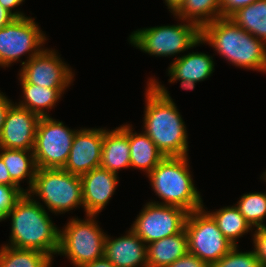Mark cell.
Masks as SVG:
<instances>
[{"instance_id": "4316f807", "label": "cell", "mask_w": 266, "mask_h": 267, "mask_svg": "<svg viewBox=\"0 0 266 267\" xmlns=\"http://www.w3.org/2000/svg\"><path fill=\"white\" fill-rule=\"evenodd\" d=\"M235 206L253 229L266 227V192L244 193Z\"/></svg>"}, {"instance_id": "8992f818", "label": "cell", "mask_w": 266, "mask_h": 267, "mask_svg": "<svg viewBox=\"0 0 266 267\" xmlns=\"http://www.w3.org/2000/svg\"><path fill=\"white\" fill-rule=\"evenodd\" d=\"M27 193L35 201H42L40 204H44L43 207L55 215L80 207L84 209L81 177L63 168H38L33 185Z\"/></svg>"}, {"instance_id": "44dd1931", "label": "cell", "mask_w": 266, "mask_h": 267, "mask_svg": "<svg viewBox=\"0 0 266 267\" xmlns=\"http://www.w3.org/2000/svg\"><path fill=\"white\" fill-rule=\"evenodd\" d=\"M129 144L130 168L142 170L146 176L165 158L148 135L136 132L132 124H129Z\"/></svg>"}, {"instance_id": "4dcf8cb0", "label": "cell", "mask_w": 266, "mask_h": 267, "mask_svg": "<svg viewBox=\"0 0 266 267\" xmlns=\"http://www.w3.org/2000/svg\"><path fill=\"white\" fill-rule=\"evenodd\" d=\"M257 0H221L222 17L230 18L239 9L254 3Z\"/></svg>"}, {"instance_id": "ac0fdd59", "label": "cell", "mask_w": 266, "mask_h": 267, "mask_svg": "<svg viewBox=\"0 0 266 267\" xmlns=\"http://www.w3.org/2000/svg\"><path fill=\"white\" fill-rule=\"evenodd\" d=\"M170 79H184L194 82L208 80L215 70V61L204 52H189L173 58L166 69Z\"/></svg>"}, {"instance_id": "8fae6325", "label": "cell", "mask_w": 266, "mask_h": 267, "mask_svg": "<svg viewBox=\"0 0 266 267\" xmlns=\"http://www.w3.org/2000/svg\"><path fill=\"white\" fill-rule=\"evenodd\" d=\"M188 212L177 206L146 202L131 229L147 245L153 241L180 233Z\"/></svg>"}, {"instance_id": "74e56055", "label": "cell", "mask_w": 266, "mask_h": 267, "mask_svg": "<svg viewBox=\"0 0 266 267\" xmlns=\"http://www.w3.org/2000/svg\"><path fill=\"white\" fill-rule=\"evenodd\" d=\"M177 81H180V87L183 90H194L196 83L194 81L191 80H184V79H168L169 83H177Z\"/></svg>"}, {"instance_id": "1f68e13d", "label": "cell", "mask_w": 266, "mask_h": 267, "mask_svg": "<svg viewBox=\"0 0 266 267\" xmlns=\"http://www.w3.org/2000/svg\"><path fill=\"white\" fill-rule=\"evenodd\" d=\"M167 267H209L204 261L197 256L187 253L181 258L177 259Z\"/></svg>"}, {"instance_id": "ffe728a7", "label": "cell", "mask_w": 266, "mask_h": 267, "mask_svg": "<svg viewBox=\"0 0 266 267\" xmlns=\"http://www.w3.org/2000/svg\"><path fill=\"white\" fill-rule=\"evenodd\" d=\"M188 253V238L185 229L147 244V266L167 267Z\"/></svg>"}, {"instance_id": "e0dca14e", "label": "cell", "mask_w": 266, "mask_h": 267, "mask_svg": "<svg viewBox=\"0 0 266 267\" xmlns=\"http://www.w3.org/2000/svg\"><path fill=\"white\" fill-rule=\"evenodd\" d=\"M100 167L118 175V171L130 169L129 124L112 130L104 128Z\"/></svg>"}, {"instance_id": "7402d4cb", "label": "cell", "mask_w": 266, "mask_h": 267, "mask_svg": "<svg viewBox=\"0 0 266 267\" xmlns=\"http://www.w3.org/2000/svg\"><path fill=\"white\" fill-rule=\"evenodd\" d=\"M0 158L6 165L11 179L27 193L33 185L37 170L33 151L0 148ZM26 179L28 188L24 189L21 182Z\"/></svg>"}, {"instance_id": "d4e9b609", "label": "cell", "mask_w": 266, "mask_h": 267, "mask_svg": "<svg viewBox=\"0 0 266 267\" xmlns=\"http://www.w3.org/2000/svg\"><path fill=\"white\" fill-rule=\"evenodd\" d=\"M242 29L266 44V0L239 9L230 17Z\"/></svg>"}, {"instance_id": "8d00e7d4", "label": "cell", "mask_w": 266, "mask_h": 267, "mask_svg": "<svg viewBox=\"0 0 266 267\" xmlns=\"http://www.w3.org/2000/svg\"><path fill=\"white\" fill-rule=\"evenodd\" d=\"M82 267H115L105 256L84 264Z\"/></svg>"}, {"instance_id": "d590c367", "label": "cell", "mask_w": 266, "mask_h": 267, "mask_svg": "<svg viewBox=\"0 0 266 267\" xmlns=\"http://www.w3.org/2000/svg\"><path fill=\"white\" fill-rule=\"evenodd\" d=\"M15 17L0 4V29L9 24Z\"/></svg>"}, {"instance_id": "484cf974", "label": "cell", "mask_w": 266, "mask_h": 267, "mask_svg": "<svg viewBox=\"0 0 266 267\" xmlns=\"http://www.w3.org/2000/svg\"><path fill=\"white\" fill-rule=\"evenodd\" d=\"M53 259L40 251L0 247V267H52Z\"/></svg>"}, {"instance_id": "f546056e", "label": "cell", "mask_w": 266, "mask_h": 267, "mask_svg": "<svg viewBox=\"0 0 266 267\" xmlns=\"http://www.w3.org/2000/svg\"><path fill=\"white\" fill-rule=\"evenodd\" d=\"M252 234L253 250L262 267H266V227L254 229Z\"/></svg>"}, {"instance_id": "6da1fadb", "label": "cell", "mask_w": 266, "mask_h": 267, "mask_svg": "<svg viewBox=\"0 0 266 267\" xmlns=\"http://www.w3.org/2000/svg\"><path fill=\"white\" fill-rule=\"evenodd\" d=\"M145 88L143 130L165 157L188 156V133L164 84L149 77Z\"/></svg>"}, {"instance_id": "83f0119b", "label": "cell", "mask_w": 266, "mask_h": 267, "mask_svg": "<svg viewBox=\"0 0 266 267\" xmlns=\"http://www.w3.org/2000/svg\"><path fill=\"white\" fill-rule=\"evenodd\" d=\"M238 248L234 246L211 267H262L254 250L242 252Z\"/></svg>"}, {"instance_id": "9a60e30c", "label": "cell", "mask_w": 266, "mask_h": 267, "mask_svg": "<svg viewBox=\"0 0 266 267\" xmlns=\"http://www.w3.org/2000/svg\"><path fill=\"white\" fill-rule=\"evenodd\" d=\"M82 195L86 215H99L118 187L119 177L111 171L97 167L82 174Z\"/></svg>"}, {"instance_id": "52a82bcc", "label": "cell", "mask_w": 266, "mask_h": 267, "mask_svg": "<svg viewBox=\"0 0 266 267\" xmlns=\"http://www.w3.org/2000/svg\"><path fill=\"white\" fill-rule=\"evenodd\" d=\"M85 216L83 219L70 218L60 229L57 255L67 257L73 267H82L104 256L107 234L100 228L97 215Z\"/></svg>"}, {"instance_id": "ba28073f", "label": "cell", "mask_w": 266, "mask_h": 267, "mask_svg": "<svg viewBox=\"0 0 266 267\" xmlns=\"http://www.w3.org/2000/svg\"><path fill=\"white\" fill-rule=\"evenodd\" d=\"M35 20L31 16L15 18L0 29V67L8 68L18 61L22 66L45 48L48 38ZM25 55L27 59L22 61Z\"/></svg>"}, {"instance_id": "5b68a950", "label": "cell", "mask_w": 266, "mask_h": 267, "mask_svg": "<svg viewBox=\"0 0 266 267\" xmlns=\"http://www.w3.org/2000/svg\"><path fill=\"white\" fill-rule=\"evenodd\" d=\"M171 15L181 23L136 29L128 37L129 44L150 56L169 58L203 45L196 24Z\"/></svg>"}, {"instance_id": "836d02e7", "label": "cell", "mask_w": 266, "mask_h": 267, "mask_svg": "<svg viewBox=\"0 0 266 267\" xmlns=\"http://www.w3.org/2000/svg\"><path fill=\"white\" fill-rule=\"evenodd\" d=\"M25 0H0V4L7 9L15 18L25 17L27 16L23 11H19L17 8L20 6ZM18 10V11H17Z\"/></svg>"}, {"instance_id": "7c38bea8", "label": "cell", "mask_w": 266, "mask_h": 267, "mask_svg": "<svg viewBox=\"0 0 266 267\" xmlns=\"http://www.w3.org/2000/svg\"><path fill=\"white\" fill-rule=\"evenodd\" d=\"M58 54L55 49L44 48L22 65L18 76L26 83L46 88H69L75 72Z\"/></svg>"}, {"instance_id": "ab89813d", "label": "cell", "mask_w": 266, "mask_h": 267, "mask_svg": "<svg viewBox=\"0 0 266 267\" xmlns=\"http://www.w3.org/2000/svg\"><path fill=\"white\" fill-rule=\"evenodd\" d=\"M7 212L0 207V222L7 220Z\"/></svg>"}, {"instance_id": "d6986e66", "label": "cell", "mask_w": 266, "mask_h": 267, "mask_svg": "<svg viewBox=\"0 0 266 267\" xmlns=\"http://www.w3.org/2000/svg\"><path fill=\"white\" fill-rule=\"evenodd\" d=\"M22 88L23 98L17 103L39 117H50L49 110L55 108L67 88H46L26 83L20 76L17 78ZM48 111V112H47Z\"/></svg>"}, {"instance_id": "4fadbf2b", "label": "cell", "mask_w": 266, "mask_h": 267, "mask_svg": "<svg viewBox=\"0 0 266 267\" xmlns=\"http://www.w3.org/2000/svg\"><path fill=\"white\" fill-rule=\"evenodd\" d=\"M104 128H78L64 170L81 176L100 167Z\"/></svg>"}, {"instance_id": "e575fe53", "label": "cell", "mask_w": 266, "mask_h": 267, "mask_svg": "<svg viewBox=\"0 0 266 267\" xmlns=\"http://www.w3.org/2000/svg\"><path fill=\"white\" fill-rule=\"evenodd\" d=\"M0 184L8 186H18L10 177L9 171L3 160L0 158Z\"/></svg>"}, {"instance_id": "f35d334b", "label": "cell", "mask_w": 266, "mask_h": 267, "mask_svg": "<svg viewBox=\"0 0 266 267\" xmlns=\"http://www.w3.org/2000/svg\"><path fill=\"white\" fill-rule=\"evenodd\" d=\"M165 3V5L168 7L167 9H169L168 11L171 14H174L179 8L180 6L184 3L185 0H163Z\"/></svg>"}, {"instance_id": "5bb4252c", "label": "cell", "mask_w": 266, "mask_h": 267, "mask_svg": "<svg viewBox=\"0 0 266 267\" xmlns=\"http://www.w3.org/2000/svg\"><path fill=\"white\" fill-rule=\"evenodd\" d=\"M40 117L13 103L5 117L0 148L33 151Z\"/></svg>"}, {"instance_id": "60d3db41", "label": "cell", "mask_w": 266, "mask_h": 267, "mask_svg": "<svg viewBox=\"0 0 266 267\" xmlns=\"http://www.w3.org/2000/svg\"><path fill=\"white\" fill-rule=\"evenodd\" d=\"M260 179L264 180V182H266V170L262 173V175L260 176Z\"/></svg>"}, {"instance_id": "9c48e42d", "label": "cell", "mask_w": 266, "mask_h": 267, "mask_svg": "<svg viewBox=\"0 0 266 267\" xmlns=\"http://www.w3.org/2000/svg\"><path fill=\"white\" fill-rule=\"evenodd\" d=\"M207 210L203 207L188 213L184 229L188 238V253L197 256L211 267L234 245L223 235Z\"/></svg>"}, {"instance_id": "7a4b0ae2", "label": "cell", "mask_w": 266, "mask_h": 267, "mask_svg": "<svg viewBox=\"0 0 266 267\" xmlns=\"http://www.w3.org/2000/svg\"><path fill=\"white\" fill-rule=\"evenodd\" d=\"M11 218V233L7 246L17 249L37 250L53 260L59 250L60 229L49 212L28 193L16 202L7 214Z\"/></svg>"}, {"instance_id": "277c9868", "label": "cell", "mask_w": 266, "mask_h": 267, "mask_svg": "<svg viewBox=\"0 0 266 267\" xmlns=\"http://www.w3.org/2000/svg\"><path fill=\"white\" fill-rule=\"evenodd\" d=\"M188 156L165 157L146 177L159 200L149 202L183 208L188 213L204 206L190 171ZM160 202V203H159Z\"/></svg>"}, {"instance_id": "cb8c5ba5", "label": "cell", "mask_w": 266, "mask_h": 267, "mask_svg": "<svg viewBox=\"0 0 266 267\" xmlns=\"http://www.w3.org/2000/svg\"><path fill=\"white\" fill-rule=\"evenodd\" d=\"M174 15L202 29L222 17L221 0H185Z\"/></svg>"}, {"instance_id": "d6a6232c", "label": "cell", "mask_w": 266, "mask_h": 267, "mask_svg": "<svg viewBox=\"0 0 266 267\" xmlns=\"http://www.w3.org/2000/svg\"><path fill=\"white\" fill-rule=\"evenodd\" d=\"M5 93L0 90V136L2 133L3 125L5 122L6 114L10 106L14 103L12 100L8 99Z\"/></svg>"}, {"instance_id": "3957f363", "label": "cell", "mask_w": 266, "mask_h": 267, "mask_svg": "<svg viewBox=\"0 0 266 267\" xmlns=\"http://www.w3.org/2000/svg\"><path fill=\"white\" fill-rule=\"evenodd\" d=\"M203 44L237 68L266 73V44L231 18H218L201 29Z\"/></svg>"}, {"instance_id": "2e32d148", "label": "cell", "mask_w": 266, "mask_h": 267, "mask_svg": "<svg viewBox=\"0 0 266 267\" xmlns=\"http://www.w3.org/2000/svg\"><path fill=\"white\" fill-rule=\"evenodd\" d=\"M104 256L115 267H148L147 245L131 228L121 237L106 235Z\"/></svg>"}, {"instance_id": "f1b7e54d", "label": "cell", "mask_w": 266, "mask_h": 267, "mask_svg": "<svg viewBox=\"0 0 266 267\" xmlns=\"http://www.w3.org/2000/svg\"><path fill=\"white\" fill-rule=\"evenodd\" d=\"M24 193L25 191L19 186L0 184V207L9 213Z\"/></svg>"}, {"instance_id": "603a6c76", "label": "cell", "mask_w": 266, "mask_h": 267, "mask_svg": "<svg viewBox=\"0 0 266 267\" xmlns=\"http://www.w3.org/2000/svg\"><path fill=\"white\" fill-rule=\"evenodd\" d=\"M215 210L207 212L213 217L223 235L234 246H238L239 238L243 237V235L248 234V232L253 234L254 229L245 220V217L239 212L235 204Z\"/></svg>"}, {"instance_id": "30bf717a", "label": "cell", "mask_w": 266, "mask_h": 267, "mask_svg": "<svg viewBox=\"0 0 266 267\" xmlns=\"http://www.w3.org/2000/svg\"><path fill=\"white\" fill-rule=\"evenodd\" d=\"M77 130L70 129L51 116L40 117L33 148L37 169L64 168Z\"/></svg>"}]
</instances>
